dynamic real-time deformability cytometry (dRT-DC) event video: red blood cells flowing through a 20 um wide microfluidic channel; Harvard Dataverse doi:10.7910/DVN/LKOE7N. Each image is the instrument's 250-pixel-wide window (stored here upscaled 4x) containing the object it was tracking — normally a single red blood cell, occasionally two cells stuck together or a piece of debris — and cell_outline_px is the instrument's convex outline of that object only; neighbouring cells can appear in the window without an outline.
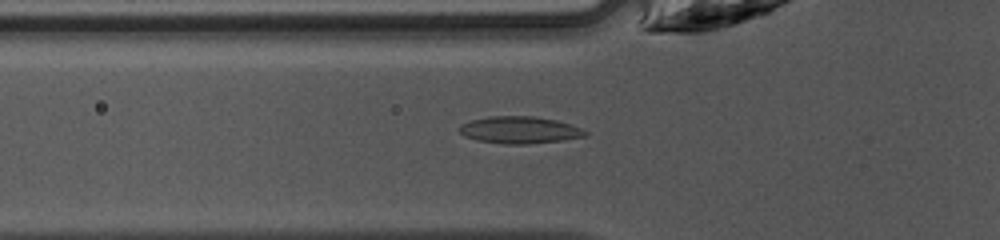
{"species": "common noctule bat (a hibernating species)", "species_latin": "Nyctalus noctula", "temperature_condition": "warm", "stored_images_in_passage": 34, "camera_frame_rate_fps": 3000, "um_per_image_px": 0.085, "animal": {"sex": "female", "body_mass_g": 10.0, "forearm_length_mm": 53.1}, "frame": {"image": 1, "passage_image": 3, "time_ms": 0.667, "image_size_px": [1000, 240], "cell_outline_px": [[588, 136], [564, 140], [524, 144], [504, 144], [476, 140], [464, 136], [460, 132], [460, 124], [472, 120], [488, 116], [532, 116], [556, 120], [572, 124], [588, 132]], "centroid_in_image_um": [44.18, 11.05], "position_along_channel_um": 81.6, "area_um2": 19.88}}
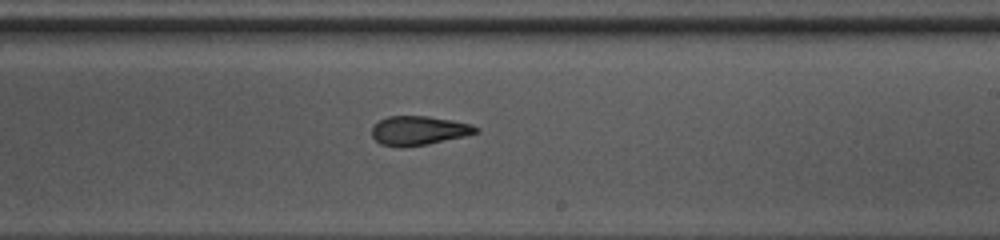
{"frame": {"image": 2, "passage_image": 15, "time_ms": 4.667, "image_size_px": [1000, 240], "cell_outline_px": [[480, 132], [464, 136], [428, 144], [400, 148], [380, 144], [372, 136], [372, 128], [380, 120], [388, 116], [428, 116], [452, 120], [472, 124], [480, 128]], "centroid_in_image_um": [35.62, 11.1], "position_along_channel_um": 253.4, "area_um2": 17.74}}
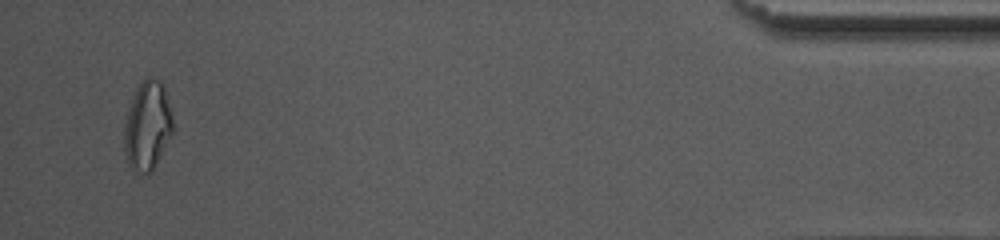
{"frame": {"image": 3, "passage_image": 32, "time_ms": 10.333, "image_size_px": [1000, 240], "cell_outline_px": [[172, 132], [152, 172], [144, 172], [132, 168], [128, 164], [124, 148], [124, 128], [128, 108], [132, 96], [136, 88], [144, 76], [152, 76], [160, 80], [164, 84], [172, 116]], "centroid_in_image_um": [12.52, 10.6], "position_along_channel_um": 422.7, "area_um2": 25.14}, "authors_computed_cell_mechanics": {"area_um2": 18.6116, "velocity_mm_per_s": 4.2577, "shape_relaxation_time_tau1_ms": 8.184, "shape_relaxation_time_tau2_ms": 1.4804, "deformation_change_tau1": 0.2142, "deformation_change_tau2": 0.0796}}